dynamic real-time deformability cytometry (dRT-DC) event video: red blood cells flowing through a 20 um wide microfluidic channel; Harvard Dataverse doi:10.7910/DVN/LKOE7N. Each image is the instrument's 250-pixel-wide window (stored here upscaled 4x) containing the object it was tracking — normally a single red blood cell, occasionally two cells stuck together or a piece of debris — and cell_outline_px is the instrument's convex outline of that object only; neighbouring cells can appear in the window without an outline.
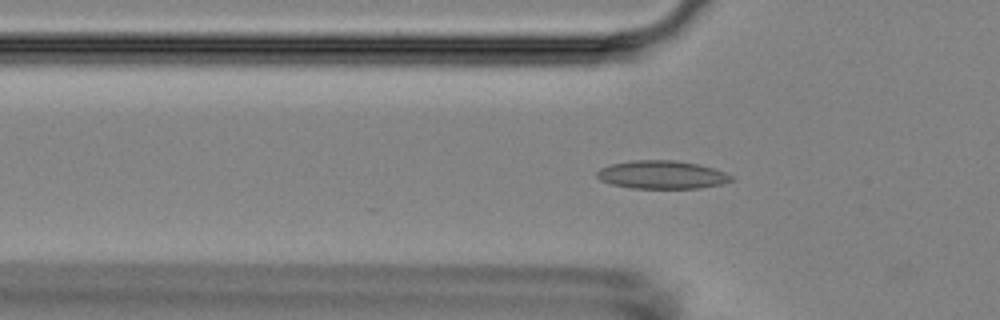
{"species": "Egyptian fruit bat (a non-hibernating species)", "species_latin": "Rousettus aegyptiacus", "temperature_condition": "room temperature", "stored_images_in_passage": 55, "segment_of_instrument_passage": [1, 2], "camera_frame_rate_fps": 3000, "um_per_image_px": 0.085, "animal": {"sex": "female"}, "frame": {"image": 1, "passage_image": 17, "time_ms": 5.333, "image_size_px": [1000, 320], "cell_outline_px": [[732, 180], [724, 184], [700, 188], [632, 188], [612, 184], [600, 180], [596, 176], [596, 172], [600, 168], [612, 164], [632, 160], [676, 160], [696, 164], [712, 168], [724, 172], [732, 176]], "centroid_in_image_um": [56.25, 14.85], "position_along_channel_um": 69.6, "area_um2": 21.96}}
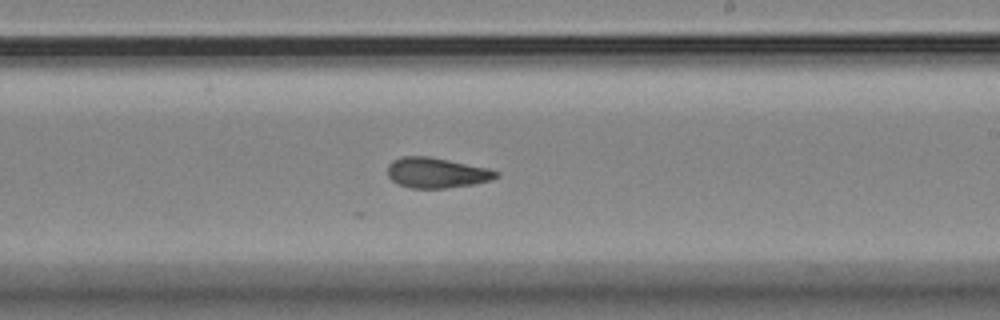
{"frame": {"image": 2, "passage_image": 32, "time_ms": 10.333, "image_size_px": [1000, 320], "cell_outline_px": [[500, 176], [492, 180], [472, 184], [444, 188], [412, 188], [400, 184], [392, 180], [388, 176], [388, 164], [392, 160], [400, 156], [428, 156], [488, 168], [500, 172]], "centroid_in_image_um": [37.12, 14.68], "position_along_channel_um": 251.9, "area_um2": 19.13}}
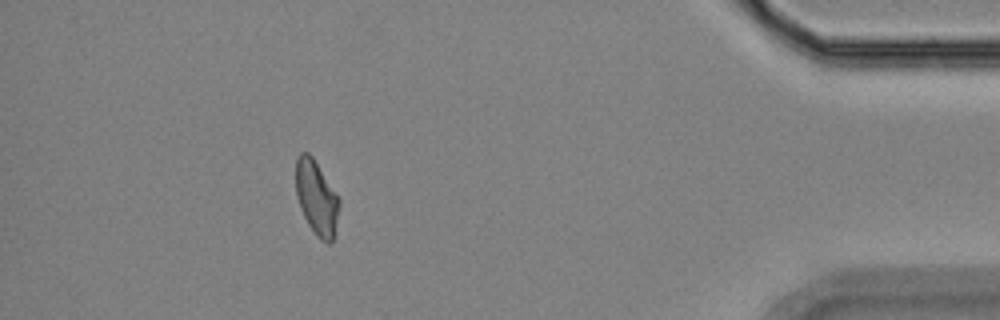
{"frame": {"image": 3, "passage_image": 49, "time_ms": 16.0, "image_size_px": [1000, 320], "cell_outline_px": [[340, 204], [332, 244], [328, 244], [320, 240], [316, 236], [308, 224], [300, 208], [296, 196], [296, 156], [300, 152], [308, 152], [312, 156], [340, 200]], "centroid_in_image_um": [26.89, 16.83], "position_along_channel_um": 408.3, "area_um2": 18.79}}